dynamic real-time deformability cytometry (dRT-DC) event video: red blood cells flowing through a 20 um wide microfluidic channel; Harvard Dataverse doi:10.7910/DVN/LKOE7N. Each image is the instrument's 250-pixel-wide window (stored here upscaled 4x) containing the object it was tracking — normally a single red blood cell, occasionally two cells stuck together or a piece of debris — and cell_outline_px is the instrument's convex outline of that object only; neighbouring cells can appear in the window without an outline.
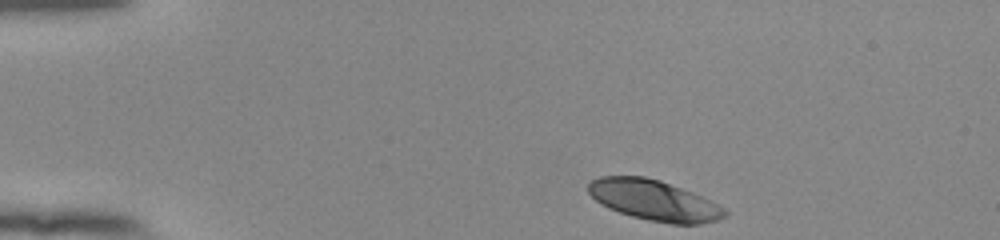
{"species": "human", "species_latin": "Homo sapiens", "temperature_condition": "room temperature", "stored_images_in_passage": 39, "camera_frame_rate_fps": 3000, "um_per_image_px": 0.085, "donor": {"sex": "female"}, "frame": {"image": 1, "passage_image": 1, "time_ms": 0.0, "image_size_px": [1000, 240], "cell_outline_px": [[728, 216], [720, 220], [700, 224], [672, 224], [648, 220], [632, 216], [608, 208], [600, 204], [588, 192], [588, 184], [592, 180], [600, 176], [644, 176], [660, 180], [692, 192], [720, 204], [728, 212]], "centroid_in_image_um": [55.63, 17.03], "position_along_channel_um": 29.4, "area_um2": 32.37}}
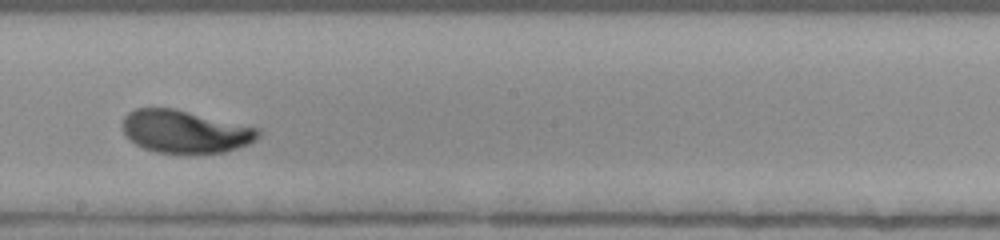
{"frame": {"image": 2, "passage_image": 23, "time_ms": 7.333, "image_size_px": [1000, 240], "cell_outline_px": [[260, 136], [256, 140], [248, 144], [224, 152], [188, 156], [156, 152], [144, 148], [136, 144], [124, 132], [120, 124], [124, 116], [128, 112], [136, 108], [176, 108], [260, 128]], "centroid_in_image_um": [15.74, 11.2], "position_along_channel_um": 232.5, "area_um2": 34.68}}
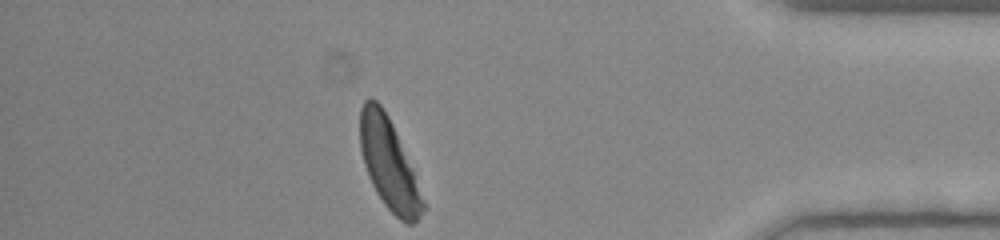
{"frame": {"image": 3, "passage_image": 39, "time_ms": 12.667, "image_size_px": [1000, 240], "cell_outline_px": [[428, 208], [412, 224], [408, 224], [400, 220], [384, 204], [376, 192], [368, 176], [364, 164], [360, 148], [360, 108], [364, 100], [368, 96], [372, 96], [380, 104], [388, 116], [392, 124]], "centroid_in_image_um": [33.04, 13.94], "position_along_channel_um": 402.2, "area_um2": 32.89}, "authors_computed_cell_mechanics": {"area_um2": 33.9286, "velocity_mm_per_s": 3.8029, "shape_relaxation_time_tau1_ms": 3.1813, "shape_relaxation_time_tau2_ms": null, "deformation_change_tau1": 0.1512, "deformation_change_tau2": null}}